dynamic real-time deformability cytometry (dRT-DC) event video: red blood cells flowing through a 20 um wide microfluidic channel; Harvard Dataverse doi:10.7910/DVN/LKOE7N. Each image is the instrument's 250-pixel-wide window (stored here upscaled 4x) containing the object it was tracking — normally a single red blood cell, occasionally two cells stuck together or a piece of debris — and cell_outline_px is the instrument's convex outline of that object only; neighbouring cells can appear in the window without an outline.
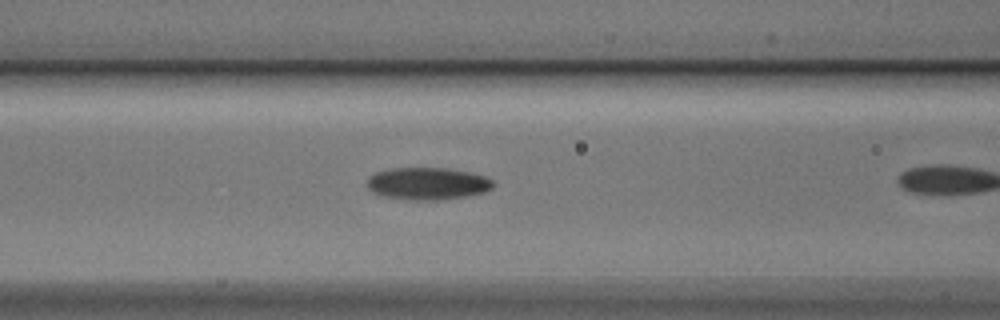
{"species": "Egyptian fruit bat (a non-hibernating species)", "species_latin": "Rousettus aegyptiacus", "temperature_condition": "cold", "stored_images_in_passage": 7, "camera_frame_rate_fps": 3000, "um_per_image_px": 0.085, "animal": {"sex": "male"}, "frame": {"image": 1, "passage_image": 3, "time_ms": 0.667, "image_size_px": [1000, 320], "cell_outline_px": [[492, 188], [484, 192], [468, 196], [440, 200], [408, 200], [384, 196], [372, 192], [368, 188], [368, 176], [376, 172], [392, 168], [444, 168], [468, 172], [484, 176], [492, 180]], "centroid_in_image_um": [36.32, 15.61], "position_along_channel_um": 130.3, "area_um2": 23.64}}
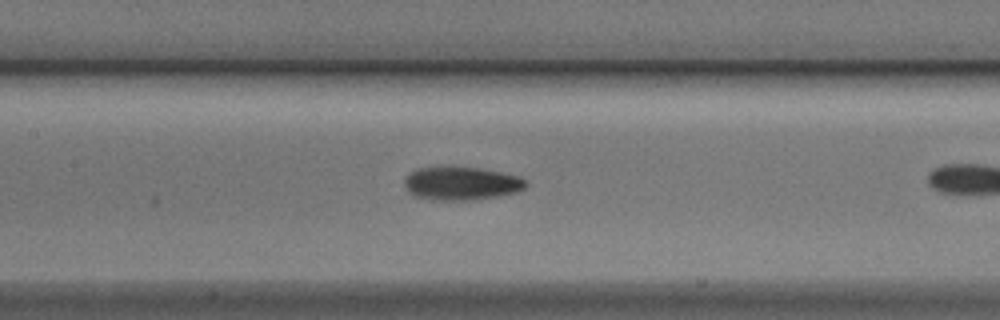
{"frame": {"image": 2, "passage_image": 6, "time_ms": 1.667, "image_size_px": [1000, 320], "cell_outline_px": [[528, 184], [524, 188], [516, 192], [500, 196], [472, 200], [432, 200], [412, 196], [408, 192], [404, 184], [404, 176], [408, 172], [416, 168], [448, 164], [480, 168], [520, 176]], "centroid_in_image_um": [39.13, 15.55], "position_along_channel_um": 168.3, "area_um2": 24.57}}